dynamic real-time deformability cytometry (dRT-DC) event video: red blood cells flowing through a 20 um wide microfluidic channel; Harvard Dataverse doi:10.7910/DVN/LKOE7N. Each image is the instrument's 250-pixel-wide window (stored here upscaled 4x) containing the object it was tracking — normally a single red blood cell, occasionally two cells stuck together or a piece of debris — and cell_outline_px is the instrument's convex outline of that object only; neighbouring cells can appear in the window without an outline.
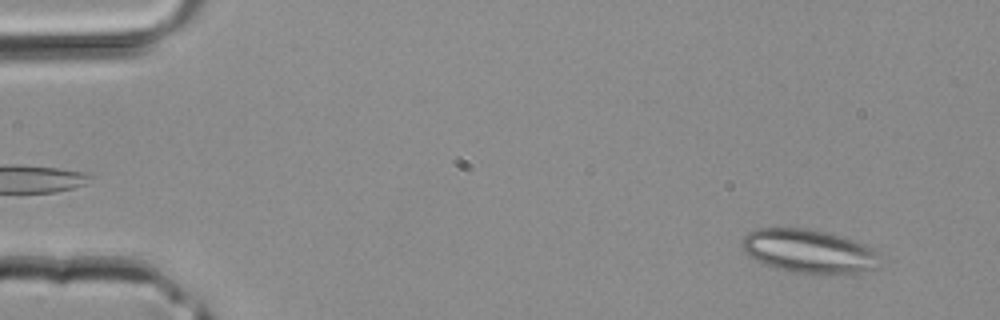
{"species": "common noctule bat (a hibernating species)", "species_latin": "Nyctalus noctula", "temperature_condition": "room temperature", "stored_images_in_passage": 41, "segment_of_instrument_passage": [1, 2], "camera_frame_rate_fps": 3000, "um_per_image_px": 0.085, "animal": {"sex": "male", "body_mass_g": 20.4}, "frame": {"image": 1, "passage_image": 3, "time_ms": 0.667, "image_size_px": [1000, 320], "cell_outline_px": [[880, 268], [872, 272], [860, 276], [852, 276], [792, 272], [776, 268], [764, 264], [748, 256], [740, 248], [740, 240], [748, 232], [756, 228], [808, 228], [840, 236], [880, 248]], "centroid_in_image_um": [68.89, 21.4], "position_along_channel_um": 16.1, "area_um2": 36.82}}